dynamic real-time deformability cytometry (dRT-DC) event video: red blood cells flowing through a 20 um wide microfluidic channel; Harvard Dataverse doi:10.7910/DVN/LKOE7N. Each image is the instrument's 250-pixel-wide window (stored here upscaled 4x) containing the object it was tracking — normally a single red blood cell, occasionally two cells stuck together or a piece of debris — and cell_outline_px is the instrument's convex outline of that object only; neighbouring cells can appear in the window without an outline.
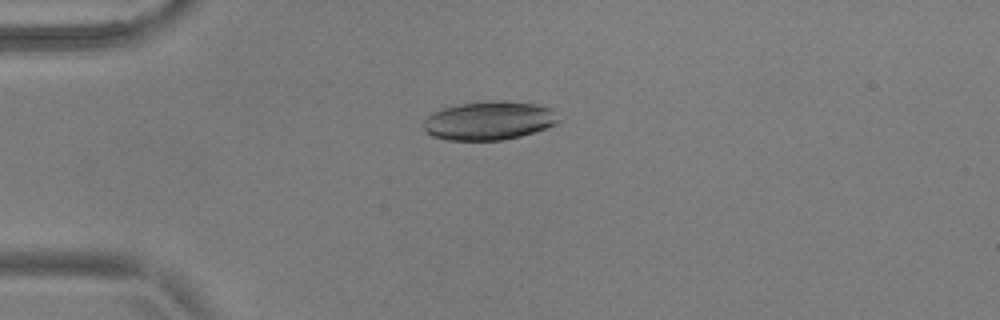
{"species": "common noctule bat (a hibernating species)", "species_latin": "Nyctalus noctula", "temperature_condition": "warm", "stored_images_in_passage": 49, "camera_frame_rate_fps": 3000, "um_per_image_px": 0.085, "animal": {"sex": "male", "body_mass_g": 17.9, "forearm_length_mm": 54.2}, "frame": {"image": 1, "passage_image": 8, "time_ms": 2.333, "image_size_px": [1000, 320], "cell_outline_px": [[560, 120], [556, 124], [548, 128], [520, 136], [504, 140], [448, 140], [432, 136], [424, 128], [424, 120], [432, 112], [440, 108], [456, 104], [492, 100], [504, 100], [532, 104], [548, 108]], "centroid_in_image_um": [41.53, 10.25], "position_along_channel_um": 43.5, "area_um2": 30.4}}
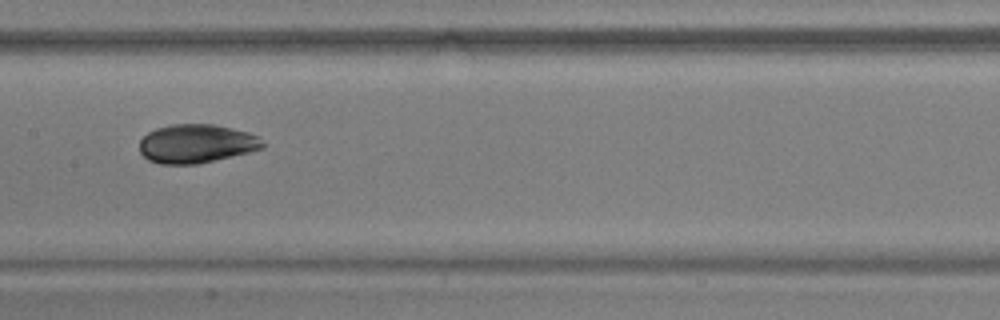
{"frame": {"image": 2, "passage_image": 22, "time_ms": 7.0, "image_size_px": [1000, 320], "cell_outline_px": [[264, 148], [200, 164], [160, 164], [148, 160], [140, 152], [140, 140], [148, 132], [156, 128], [172, 124], [212, 124], [232, 128], [248, 132], [260, 136], [264, 144]], "centroid_in_image_um": [16.7, 12.21], "position_along_channel_um": 190.7, "area_um2": 27.92}}
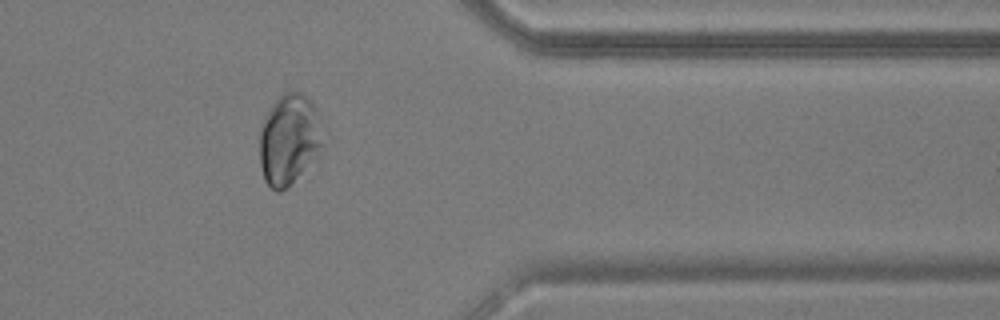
{"frame": {"image": 3, "passage_image": 39, "time_ms": 12.667, "image_size_px": [1000, 320], "cell_outline_px": [[328, 128], [316, 156], [288, 188], [280, 192], [276, 192], [264, 180], [260, 164], [260, 128], [264, 116], [268, 108], [284, 92], [300, 92], [312, 100], [320, 112]], "centroid_in_image_um": [24.63, 11.8], "position_along_channel_um": 386.8, "area_um2": 34.39}}